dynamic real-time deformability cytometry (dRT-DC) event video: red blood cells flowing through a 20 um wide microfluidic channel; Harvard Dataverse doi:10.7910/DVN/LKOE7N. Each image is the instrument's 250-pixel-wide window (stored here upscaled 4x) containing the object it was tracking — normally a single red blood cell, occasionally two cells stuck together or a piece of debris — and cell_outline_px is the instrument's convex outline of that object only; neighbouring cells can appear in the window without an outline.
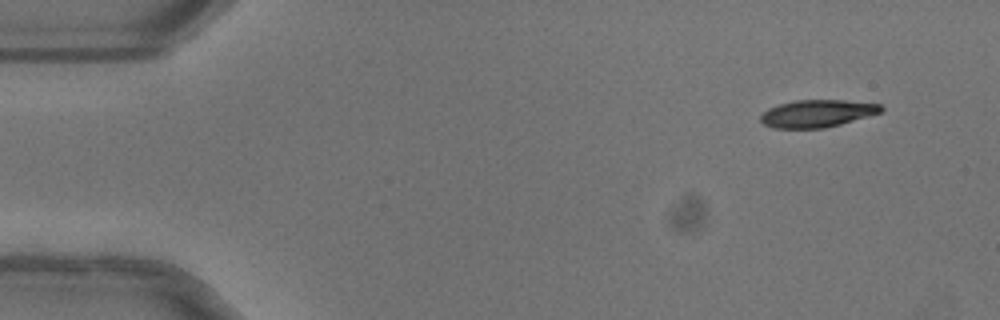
{"species": "common noctule bat (a hibernating species)", "species_latin": "Nyctalus noctula", "temperature_condition": "warm", "stored_images_in_passage": 48, "camera_frame_rate_fps": 3000, "um_per_image_px": 0.085, "animal": {"sex": "female"}, "frame": {"image": 1, "passage_image": 1, "time_ms": 0.0, "image_size_px": [1000, 320], "cell_outline_px": [[884, 112], [840, 124], [824, 128], [776, 128], [764, 124], [760, 120], [760, 116], [768, 108], [780, 104], [796, 100], [844, 100], [880, 104], [884, 108]], "centroid_in_image_um": [69.5, 9.64], "position_along_channel_um": 15.5, "area_um2": 19.19}}
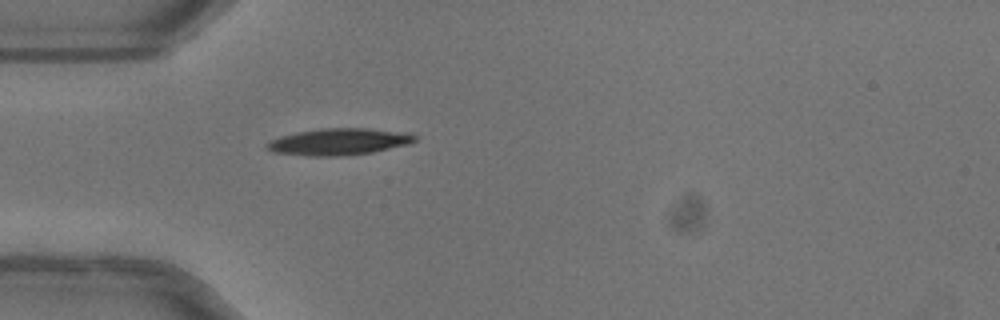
{"frame": {"image": 2, "passage_image": 12, "time_ms": 3.667, "image_size_px": [1000, 320], "cell_outline_px": [[416, 140], [408, 144], [372, 152], [340, 156], [308, 156], [276, 152], [268, 148], [264, 144], [280, 136], [296, 132], [320, 128], [368, 128], [408, 132], [416, 136]], "centroid_in_image_um": [28.82, 12.03], "position_along_channel_um": 56.2, "area_um2": 22.95}}
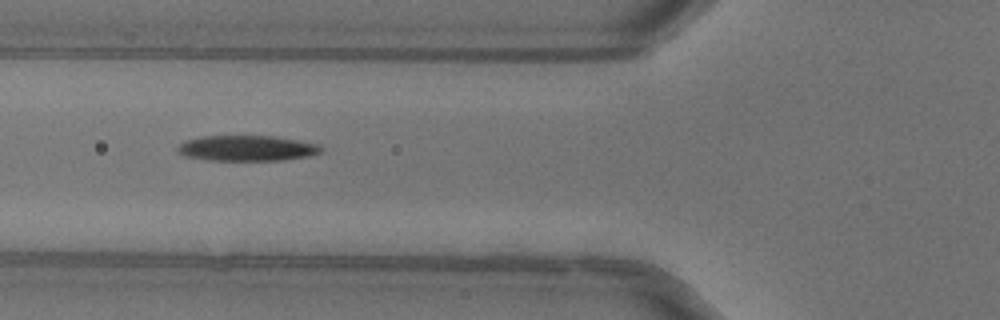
{"frame": {"image": 3, "passage_image": 16, "time_ms": 5.0, "image_size_px": [1000, 320], "cell_outline_px": [[324, 148], [320, 152], [308, 156], [284, 160], [208, 160], [184, 156], [176, 152], [176, 148], [184, 140], [204, 136], [272, 136], [320, 144]], "centroid_in_image_um": [20.96, 12.6], "position_along_channel_um": 104.8, "area_um2": 21.39}, "authors_computed_cell_mechanics": {"area_um2": 21.3571, "velocity_mm_per_s": 4.0364, "shape_relaxation_time_tau1_ms": 4.9439, "shape_relaxation_time_tau2_ms": 5.7391, "deformation_change_tau1": 0.2045, "deformation_change_tau2": 0.1356}}